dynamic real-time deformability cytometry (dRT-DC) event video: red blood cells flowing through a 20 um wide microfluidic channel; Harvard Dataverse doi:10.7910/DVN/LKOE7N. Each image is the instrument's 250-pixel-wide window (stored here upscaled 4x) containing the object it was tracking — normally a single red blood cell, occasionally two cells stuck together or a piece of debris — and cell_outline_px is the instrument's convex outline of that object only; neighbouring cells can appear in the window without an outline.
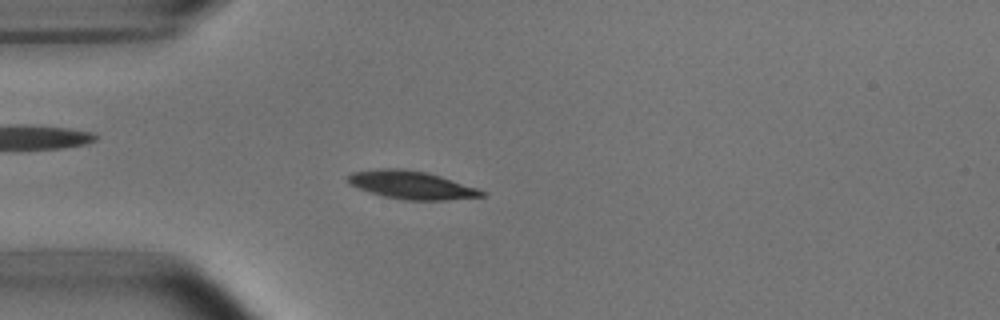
{"species": "common noctule bat (a hibernating species)", "species_latin": "Nyctalus noctula", "temperature_condition": "room temperature", "stored_images_in_passage": 53, "camera_frame_rate_fps": 3000, "um_per_image_px": 0.085, "animal": {"sex": "male", "body_mass_g": 15.6}, "frame": {"image": 1, "passage_image": 14, "time_ms": 4.333, "image_size_px": [1000, 320], "cell_outline_px": [[488, 196], [448, 200], [404, 200], [384, 196], [348, 184], [344, 176], [352, 172], [380, 168], [404, 168], [428, 172], [488, 192]], "centroid_in_image_um": [34.97, 15.72], "position_along_channel_um": 50.0, "area_um2": 22.08}}
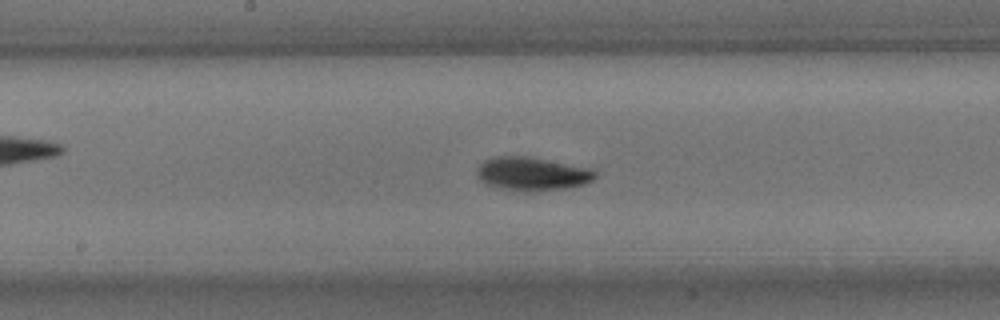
{"frame": {"image": 2, "passage_image": 27, "time_ms": 8.667, "image_size_px": [1000, 320], "cell_outline_px": [[596, 176], [592, 180], [584, 184], [568, 188], [528, 192], [524, 192], [496, 188], [484, 184], [480, 180], [476, 172], [480, 164], [484, 160], [492, 156], [528, 156], [592, 168], [596, 172]], "centroid_in_image_um": [45.2, 14.78], "position_along_channel_um": 203.0, "area_um2": 23.47}}
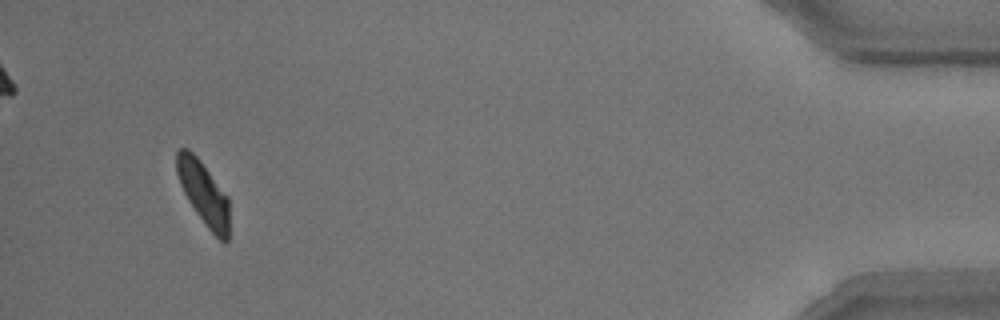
{"frame": {"image": 3, "passage_image": 50, "time_ms": 16.333, "image_size_px": [1000, 320], "cell_outline_px": [[228, 240], [224, 244], [204, 224], [188, 200], [180, 184], [176, 172], [176, 152], [180, 148], [188, 148], [200, 160], [228, 196]], "centroid_in_image_um": [17.29, 16.41], "position_along_channel_um": 417.9, "area_um2": 19.31}, "authors_computed_cell_mechanics": {"area_um2": 21.097, "velocity_mm_per_s": 3.7571, "shape_relaxation_time_tau1_ms": 2.4017, "shape_relaxation_time_tau2_ms": 5.4752, "deformation_change_tau1": 0.1202, "deformation_change_tau2": 0.0819}}